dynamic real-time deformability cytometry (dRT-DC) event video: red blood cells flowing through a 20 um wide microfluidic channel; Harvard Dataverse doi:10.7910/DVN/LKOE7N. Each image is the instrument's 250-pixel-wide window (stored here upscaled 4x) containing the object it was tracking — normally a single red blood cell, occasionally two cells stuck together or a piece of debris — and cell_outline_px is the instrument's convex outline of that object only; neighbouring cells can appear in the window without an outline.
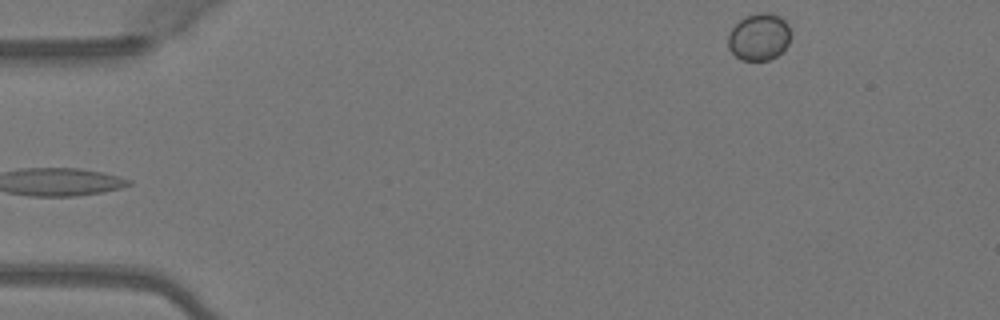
{"species": "Egyptian fruit bat (a non-hibernating species)", "species_latin": "Rousettus aegyptiacus", "temperature_condition": "warm", "stored_images_in_passage": 5, "camera_frame_rate_fps": 3000, "um_per_image_px": 0.085, "animal": {"sex": "female"}, "frame": {"image": 1, "passage_image": 5, "time_ms": 1.333, "image_size_px": [1000, 320], "cell_outline_px": [[792, 32], [788, 44], [776, 56], [768, 60], [740, 60], [728, 48], [728, 32], [744, 16], [756, 12], [768, 12], [780, 16], [788, 24]], "centroid_in_image_um": [64.52, 3.11], "position_along_channel_um": 20.5, "area_um2": 17.4}}